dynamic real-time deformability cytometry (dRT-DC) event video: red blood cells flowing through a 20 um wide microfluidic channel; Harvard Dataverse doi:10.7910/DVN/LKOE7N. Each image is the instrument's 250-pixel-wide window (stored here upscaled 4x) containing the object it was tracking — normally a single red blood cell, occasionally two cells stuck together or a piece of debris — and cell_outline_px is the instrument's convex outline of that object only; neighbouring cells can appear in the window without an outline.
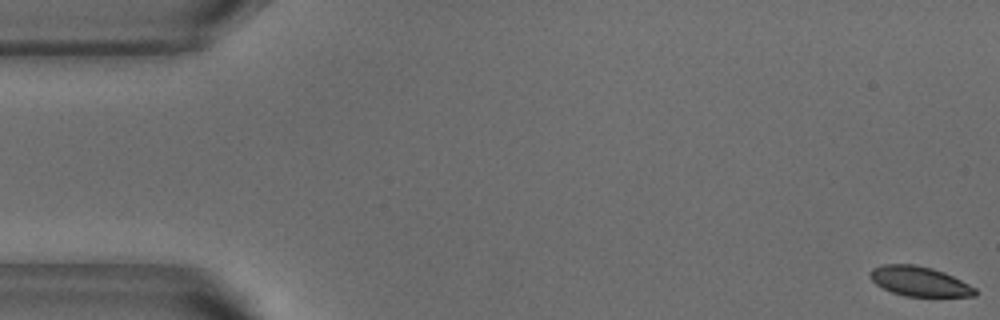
{"species": "common noctule bat (a hibernating species)", "species_latin": "Nyctalus noctula", "temperature_condition": "warm", "stored_images_in_passage": 53, "camera_frame_rate_fps": 3000, "um_per_image_px": 0.085, "animal": {"sex": "male", "body_mass_g": 18.8}, "frame": {"image": 1, "passage_image": 1, "time_ms": 0.0, "image_size_px": [1000, 320], "cell_outline_px": [[976, 296], [904, 296], [892, 292], [876, 284], [868, 276], [868, 272], [872, 268], [884, 264], [916, 264], [932, 268], [944, 272], [976, 288]], "centroid_in_image_um": [78.11, 23.9], "position_along_channel_um": 6.9, "area_um2": 18.15}}
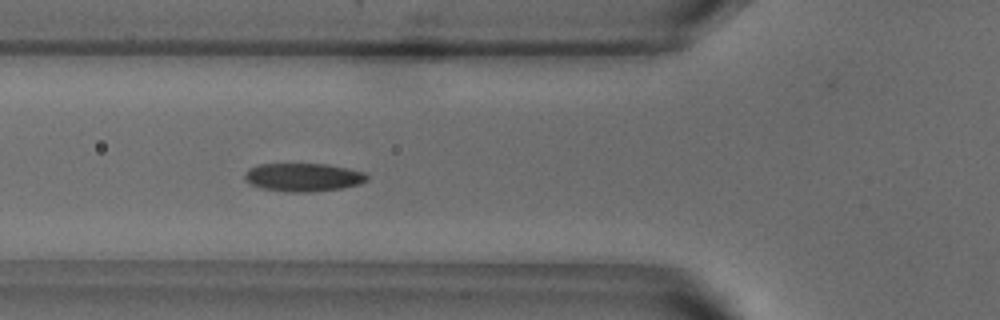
{"frame": {"image": 2, "passage_image": 19, "time_ms": 6.0, "image_size_px": [1000, 320], "cell_outline_px": [[368, 180], [360, 184], [340, 188], [312, 192], [288, 192], [260, 188], [244, 180], [244, 172], [248, 168], [260, 164], [328, 164], [348, 168], [364, 172], [368, 176]], "centroid_in_image_um": [25.76, 15.06], "position_along_channel_um": 100.0, "area_um2": 20.29}}
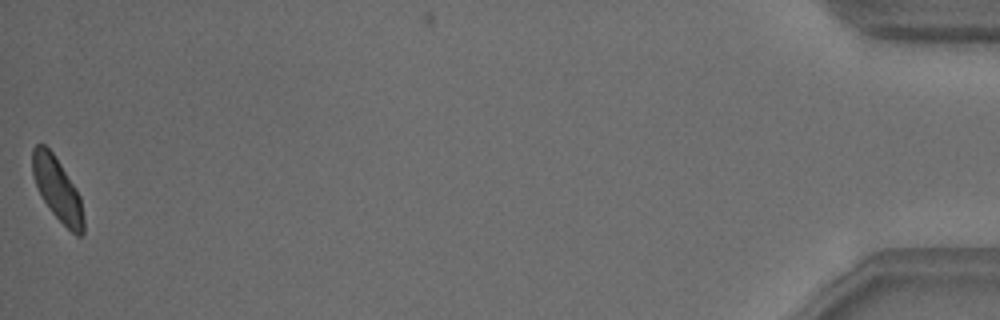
{"frame": {"image": 3, "passage_image": 53, "time_ms": 17.333, "image_size_px": [1000, 320], "cell_outline_px": [[84, 232], [80, 236], [76, 236], [52, 212], [44, 200], [32, 176], [32, 148], [36, 144], [44, 144], [52, 152], [76, 188], [80, 196], [84, 216]], "centroid_in_image_um": [4.89, 16.08], "position_along_channel_um": 430.3, "area_um2": 18.55}, "authors_computed_cell_mechanics": {"area_um2": 19.8254, "velocity_mm_per_s": 3.7953, "shape_relaxation_time_tau1_ms": 2.5825, "shape_relaxation_time_tau2_ms": 2.39, "deformation_change_tau1": 0.0946, "deformation_change_tau2": 0.0629}}